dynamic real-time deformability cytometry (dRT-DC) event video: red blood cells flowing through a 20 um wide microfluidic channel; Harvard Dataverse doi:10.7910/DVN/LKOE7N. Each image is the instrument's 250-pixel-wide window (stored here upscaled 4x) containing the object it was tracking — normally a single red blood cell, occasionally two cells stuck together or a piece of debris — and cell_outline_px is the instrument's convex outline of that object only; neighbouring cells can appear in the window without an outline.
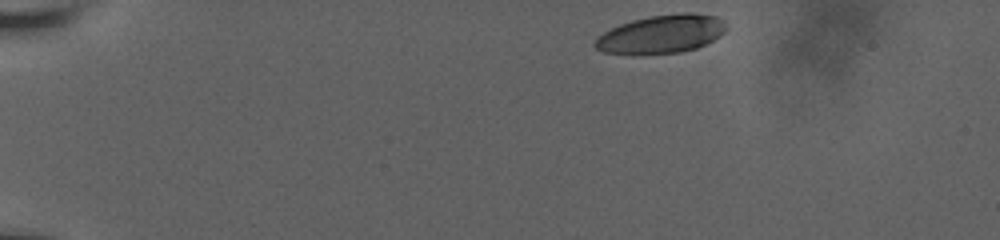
{"species": "human", "species_latin": "Homo sapiens", "temperature_condition": "room temperature", "stored_images_in_passage": 40, "camera_frame_rate_fps": 3000, "um_per_image_px": 0.085, "donor": {"sex": "male"}, "frame": {"image": 1, "passage_image": 1, "time_ms": 0.0, "image_size_px": [1000, 240], "cell_outline_px": [[728, 28], [720, 36], [696, 48], [680, 52], [632, 56], [604, 52], [596, 48], [592, 44], [604, 32], [620, 24], [632, 20], [652, 16], [684, 12], [692, 12], [716, 16], [724, 20]], "centroid_in_image_um": [56.22, 2.92], "position_along_channel_um": 28.8, "area_um2": 29.65}}
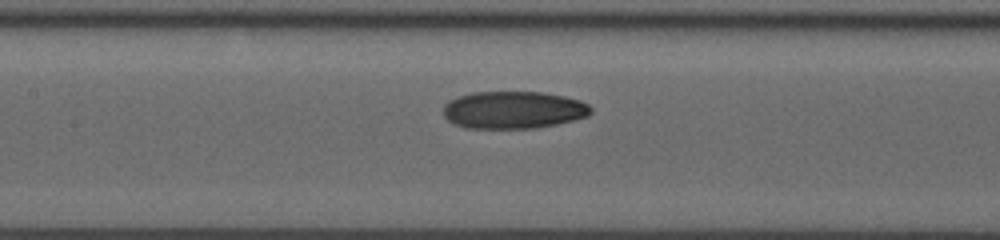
{"frame": {"image": 2, "passage_image": 21, "time_ms": 6.333, "image_size_px": [1000, 240], "cell_outline_px": [[592, 112], [588, 116], [556, 124], [536, 128], [464, 128], [448, 120], [444, 116], [444, 104], [448, 100], [472, 92], [544, 92], [564, 96], [580, 100], [588, 104], [592, 108]], "centroid_in_image_um": [43.65, 9.34], "position_along_channel_um": 163.8, "area_um2": 32.25}}
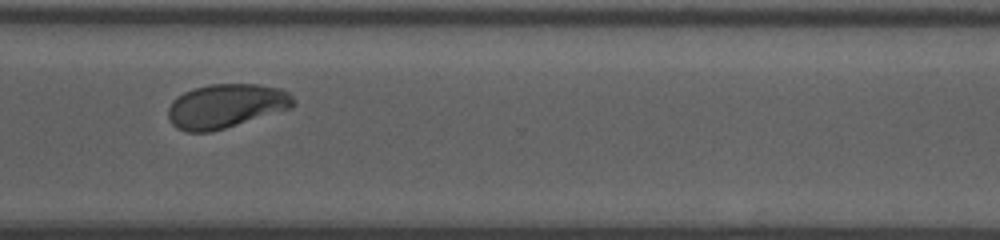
{"frame": {"image": 3, "passage_image": 39, "time_ms": 11.333, "image_size_px": [1000, 240], "cell_outline_px": [[296, 104], [292, 108], [212, 132], [184, 132], [176, 128], [172, 124], [168, 116], [168, 108], [172, 100], [184, 92], [208, 84], [260, 84], [284, 88], [296, 100]], "centroid_in_image_um": [19.23, 9.01], "position_along_channel_um": 351.4, "area_um2": 32.54}}